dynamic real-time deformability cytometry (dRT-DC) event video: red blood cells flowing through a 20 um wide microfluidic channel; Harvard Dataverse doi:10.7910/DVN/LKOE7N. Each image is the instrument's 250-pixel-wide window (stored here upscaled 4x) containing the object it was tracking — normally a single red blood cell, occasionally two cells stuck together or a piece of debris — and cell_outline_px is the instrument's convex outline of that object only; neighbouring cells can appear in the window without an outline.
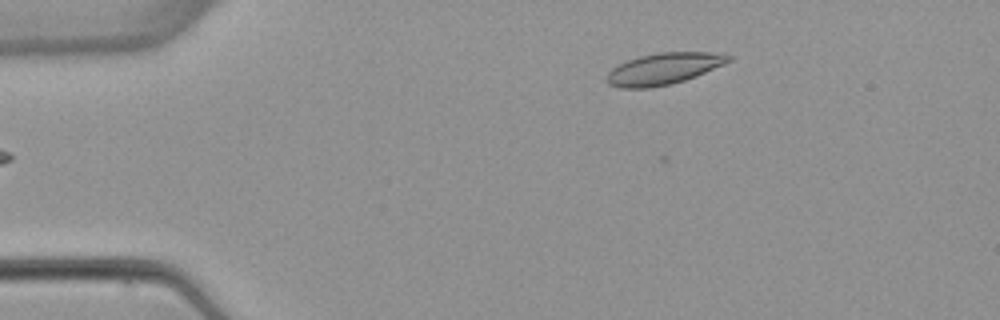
{"species": "common noctule bat (a hibernating species)", "species_latin": "Nyctalus noctula", "temperature_condition": "warm", "stored_images_in_passage": 2, "camera_frame_rate_fps": 3000, "um_per_image_px": 0.085, "animal": {"sex": "female", "body_mass_g": 22.7, "forearm_length_mm": 54.2}, "frame": {"image": 1, "passage_image": 1, "time_ms": 0.0, "image_size_px": [1000, 320], "cell_outline_px": [[732, 60], [724, 64], [696, 76], [672, 84], [648, 88], [620, 88], [608, 84], [604, 80], [608, 72], [616, 64], [640, 56], [656, 52], [724, 52], [732, 56]], "centroid_in_image_um": [56.4, 5.83], "position_along_channel_um": 28.6, "area_um2": 22.72}}